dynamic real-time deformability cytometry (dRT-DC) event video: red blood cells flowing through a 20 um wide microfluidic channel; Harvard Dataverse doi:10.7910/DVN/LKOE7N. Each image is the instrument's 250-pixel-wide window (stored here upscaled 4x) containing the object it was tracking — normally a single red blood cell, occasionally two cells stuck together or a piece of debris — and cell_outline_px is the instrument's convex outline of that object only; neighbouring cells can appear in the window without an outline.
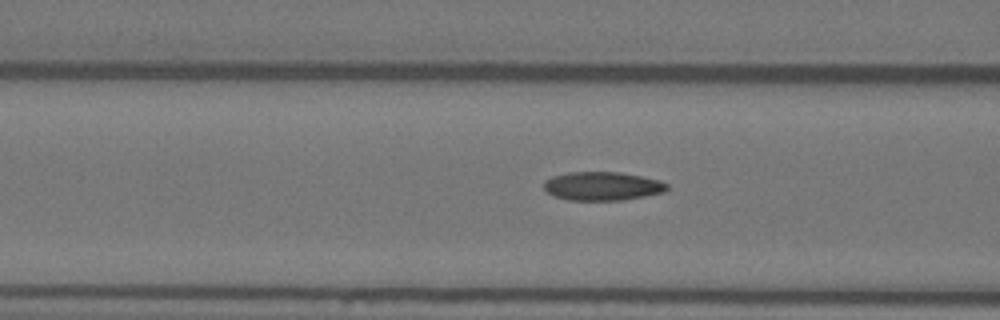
{"species": "Egyptian fruit bat (a non-hibernating species)", "species_latin": "Rousettus aegyptiacus", "temperature_condition": "warm", "stored_images_in_passage": 50, "camera_frame_rate_fps": 3000, "um_per_image_px": 0.085, "animal": {"sex": "female"}, "frame": {"image": 1, "passage_image": 22, "time_ms": 7.0, "image_size_px": [1000, 320], "cell_outline_px": [[668, 188], [664, 192], [624, 200], [568, 200], [556, 196], [548, 192], [544, 188], [544, 180], [552, 176], [568, 172], [620, 172], [660, 180], [668, 184]], "centroid_in_image_um": [51.2, 15.81], "position_along_channel_um": 115.4, "area_um2": 20.52}}
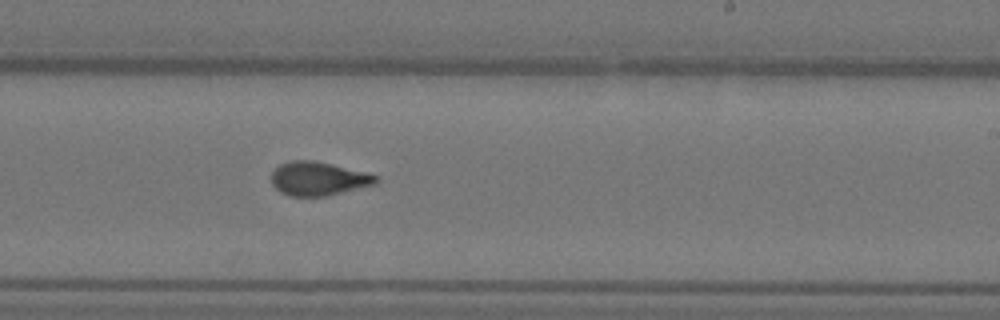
{"frame": {"image": 2, "passage_image": 34, "time_ms": 11.0, "image_size_px": [1000, 320], "cell_outline_px": [[380, 180], [376, 184], [328, 196], [288, 196], [280, 192], [272, 184], [272, 172], [280, 164], [292, 160], [312, 160], [332, 164], [368, 172], [376, 176]], "centroid_in_image_um": [27.08, 15.19], "position_along_channel_um": 261.9, "area_um2": 20.69}}
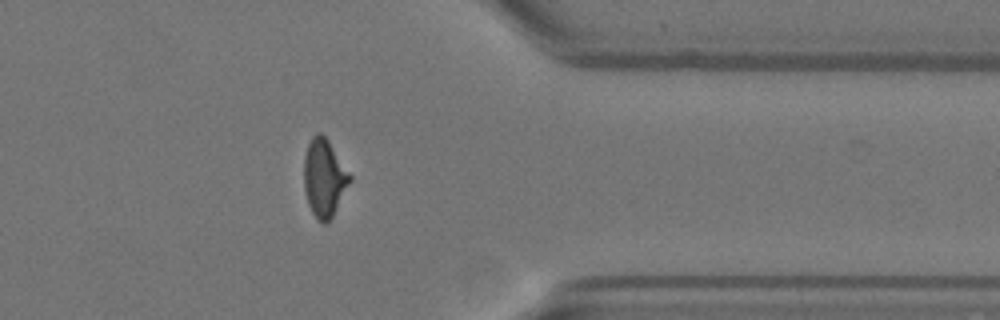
{"frame": {"image": 3, "passage_image": 45, "time_ms": 14.667, "image_size_px": [1000, 320], "cell_outline_px": [[352, 180], [332, 216], [324, 224], [316, 220], [308, 204], [304, 188], [304, 156], [308, 144], [312, 136], [316, 132], [320, 132], [328, 140], [352, 176]], "centroid_in_image_um": [27.55, 15.12], "position_along_channel_um": 383.8, "area_um2": 20.75}}